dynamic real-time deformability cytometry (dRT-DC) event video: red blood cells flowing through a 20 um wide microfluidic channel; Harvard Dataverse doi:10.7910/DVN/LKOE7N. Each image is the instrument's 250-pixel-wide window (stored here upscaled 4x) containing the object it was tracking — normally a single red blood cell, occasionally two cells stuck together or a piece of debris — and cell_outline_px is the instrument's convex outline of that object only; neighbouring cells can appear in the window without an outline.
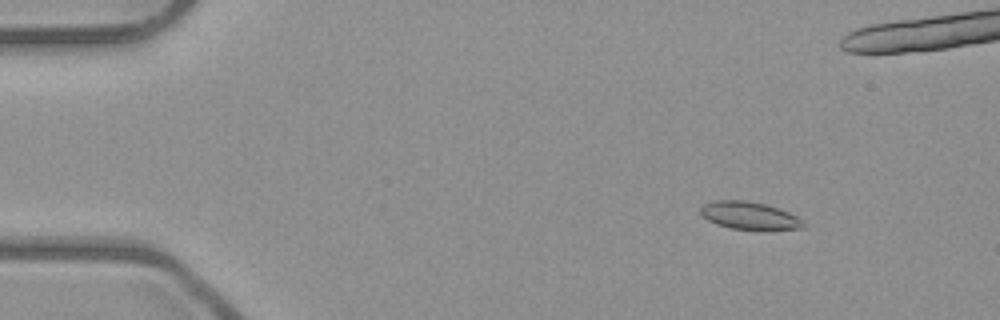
{"species": "common noctule bat (a hibernating species)", "species_latin": "Nyctalus noctula", "temperature_condition": "room temperature", "stored_images_in_passage": 55, "camera_frame_rate_fps": 3000, "um_per_image_px": 0.085, "animal": {"sex": "male", "body_mass_g": 23.1, "forearm_length_mm": 52.7}, "frame": {"image": 1, "passage_image": 8, "time_ms": 2.333, "image_size_px": [1000, 320], "cell_outline_px": [[804, 228], [764, 232], [760, 232], [728, 228], [716, 224], [708, 220], [700, 212], [700, 208], [704, 204], [712, 200], [748, 200], [780, 208], [804, 220]], "centroid_in_image_um": [63.75, 18.37], "position_along_channel_um": 21.3, "area_um2": 17.34}}
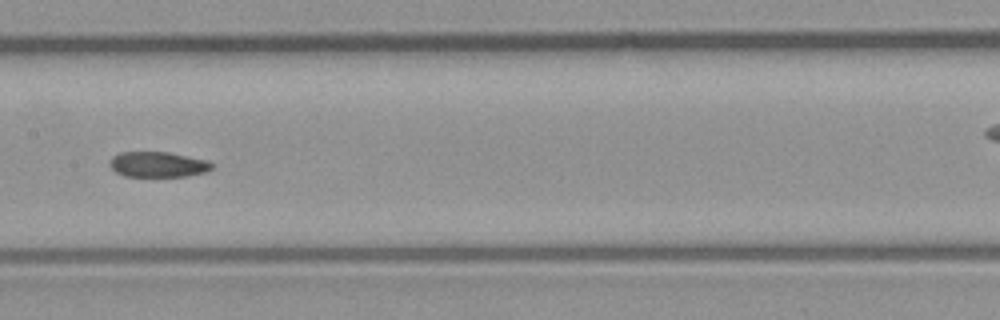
{"frame": {"image": 2, "passage_image": 28, "time_ms": 9.0, "image_size_px": [1000, 320], "cell_outline_px": [[212, 168], [204, 172], [184, 176], [124, 176], [116, 172], [108, 164], [112, 156], [120, 152], [168, 152], [208, 160], [212, 164]], "centroid_in_image_um": [13.39, 13.97], "position_along_channel_um": 194.0, "area_um2": 15.03}}
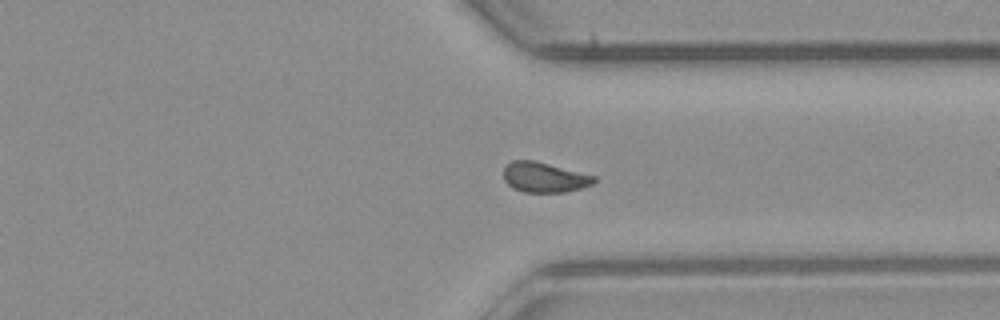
{"frame": {"image": 3, "passage_image": 41, "time_ms": 13.333, "image_size_px": [1000, 320], "cell_outline_px": [[596, 180], [592, 184], [580, 188], [564, 192], [524, 192], [512, 188], [504, 180], [504, 168], [512, 160], [532, 160], [596, 176]], "centroid_in_image_um": [46.24, 15.08], "position_along_channel_um": 365.2, "area_um2": 15.66}, "authors_computed_cell_mechanics": {"area_um2": 16.1262, "velocity_mm_per_s": 3.958, "shape_relaxation_time_tau1_ms": 10.3084, "shape_relaxation_time_tau2_ms": 3.0145, "deformation_change_tau1": 0.1568, "deformation_change_tau2": 0.0698}}